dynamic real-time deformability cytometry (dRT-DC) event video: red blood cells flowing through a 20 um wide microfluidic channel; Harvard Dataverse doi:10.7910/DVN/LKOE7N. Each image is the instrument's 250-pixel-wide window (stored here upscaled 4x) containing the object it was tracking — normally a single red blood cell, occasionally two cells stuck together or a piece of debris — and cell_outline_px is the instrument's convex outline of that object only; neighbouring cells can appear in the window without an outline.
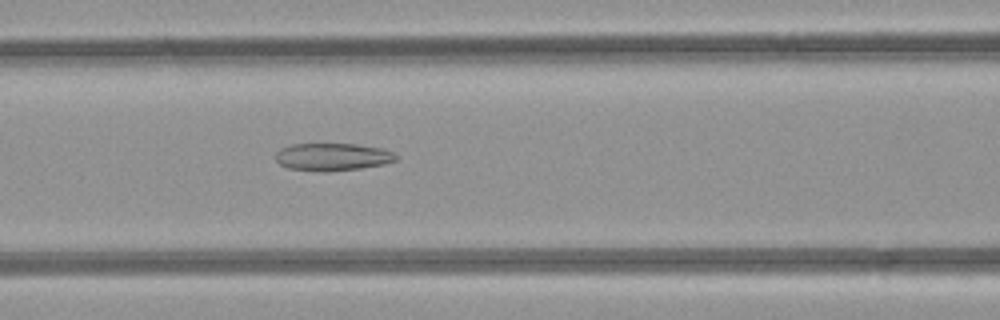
{"species": "common noctule bat (a hibernating species)", "species_latin": "Nyctalus noctula", "temperature_condition": "room temperature", "stored_images_in_passage": 49, "camera_frame_rate_fps": 3000, "um_per_image_px": 0.085, "animal": {"sex": "female", "body_mass_g": 21.9}, "frame": {"image": 1, "passage_image": 21, "time_ms": 6.667, "image_size_px": [1000, 320], "cell_outline_px": [[400, 156], [396, 160], [384, 164], [360, 168], [328, 172], [320, 172], [288, 168], [280, 164], [276, 160], [276, 152], [280, 148], [292, 144], [356, 144], [380, 148], [392, 152]], "centroid_in_image_um": [28.26, 13.34], "position_along_channel_um": 138.3, "area_um2": 19.42}}
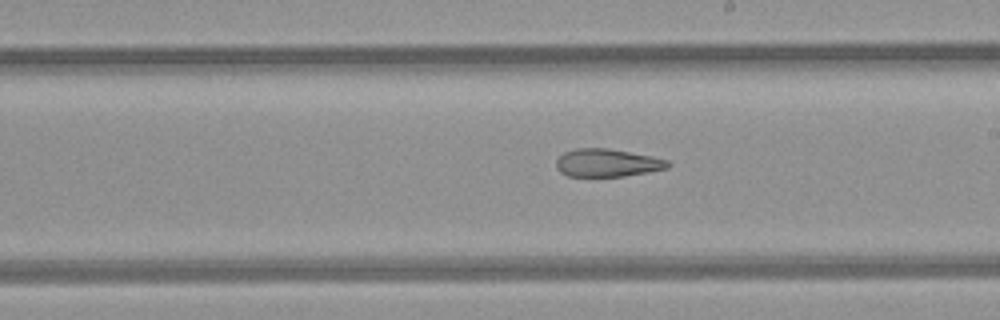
{"frame": {"image": 2, "passage_image": 28, "time_ms": 9.0, "image_size_px": [1000, 320], "cell_outline_px": [[672, 164], [668, 168], [648, 172], [624, 176], [568, 176], [560, 172], [556, 168], [556, 160], [564, 152], [576, 148], [608, 148], [652, 156], [668, 160]], "centroid_in_image_um": [51.62, 13.84], "position_along_channel_um": 237.4, "area_um2": 18.21}}
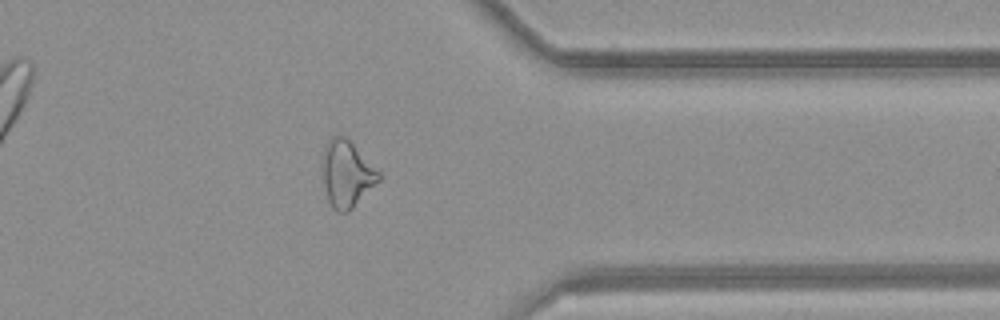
{"frame": {"image": 3, "passage_image": 39, "time_ms": 12.667, "image_size_px": [1000, 320], "cell_outline_px": [[380, 180], [348, 212], [336, 212], [332, 208], [328, 200], [320, 168], [320, 164], [324, 148], [328, 140], [332, 136], [344, 136], [380, 172]], "centroid_in_image_um": [29.42, 14.79], "position_along_channel_um": 382.0, "area_um2": 21.79}, "authors_computed_cell_mechanics": {"area_um2": 23.5246, "velocity_mm_per_s": 4.2436, "shape_relaxation_time_tau1_ms": null, "shape_relaxation_time_tau2_ms": 4.2622, "deformation_change_tau1": null, "deformation_change_tau2": 0.1569}}